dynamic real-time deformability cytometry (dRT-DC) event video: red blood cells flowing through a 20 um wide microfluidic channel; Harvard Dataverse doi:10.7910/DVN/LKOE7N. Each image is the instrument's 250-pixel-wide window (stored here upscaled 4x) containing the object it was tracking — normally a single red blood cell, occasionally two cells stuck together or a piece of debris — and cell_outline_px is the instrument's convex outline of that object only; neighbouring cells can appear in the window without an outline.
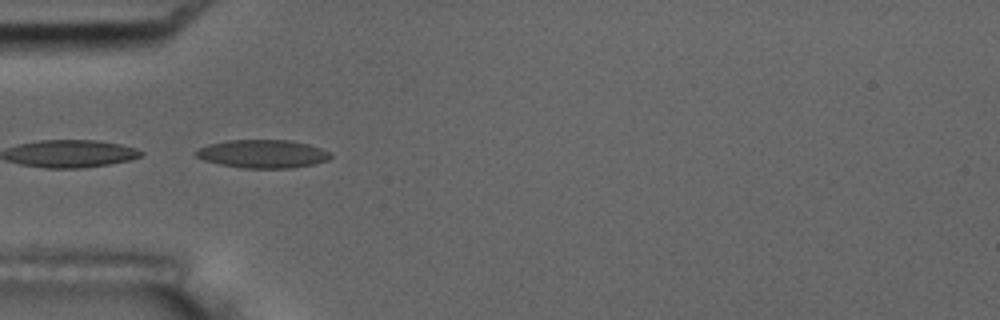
{"species": "common noctule bat (a hibernating species)", "species_latin": "Nyctalus noctula", "temperature_condition": "room temperature", "stored_images_in_passage": 6, "camera_frame_rate_fps": 3000, "um_per_image_px": 0.085, "animal": {"sex": "male", "body_mass_g": 17.5, "forearm_length_mm": 52.3}, "frame": {"image": 1, "passage_image": 5, "time_ms": 4.667, "image_size_px": [1000, 320], "cell_outline_px": [[332, 156], [328, 160], [312, 164], [292, 168], [240, 168], [220, 164], [204, 160], [196, 156], [192, 152], [208, 144], [228, 140], [292, 140], [308, 144], [332, 152]], "centroid_in_image_um": [22.33, 13.07], "position_along_channel_um": 62.7, "area_um2": 22.25}}